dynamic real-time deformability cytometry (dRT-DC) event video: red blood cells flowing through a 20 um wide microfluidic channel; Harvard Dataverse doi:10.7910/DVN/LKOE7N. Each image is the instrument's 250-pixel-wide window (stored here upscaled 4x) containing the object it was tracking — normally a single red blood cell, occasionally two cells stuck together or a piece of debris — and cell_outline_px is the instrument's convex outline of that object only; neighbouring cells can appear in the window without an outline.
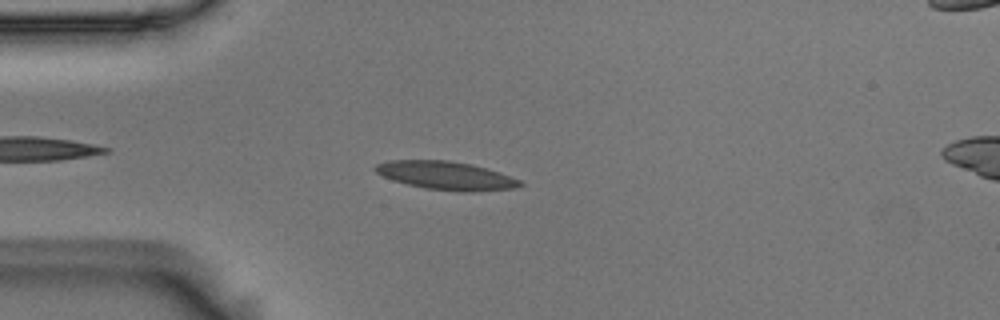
{"species": "Egyptian fruit bat (a non-hibernating species)", "species_latin": "Rousettus aegyptiacus", "temperature_condition": "room temperature", "stored_images_in_passage": 22, "camera_frame_rate_fps": 3000, "um_per_image_px": 0.085, "animal": {"sex": "male"}, "frame": {"image": 1, "passage_image": 6, "time_ms": 1.667, "image_size_px": [1000, 320], "cell_outline_px": [[524, 184], [516, 188], [472, 192], [460, 192], [424, 188], [392, 180], [376, 172], [372, 168], [376, 164], [388, 160], [448, 160], [472, 164], [500, 172], [520, 180]], "centroid_in_image_um": [37.92, 14.92], "position_along_channel_um": 47.1, "area_um2": 24.04}}
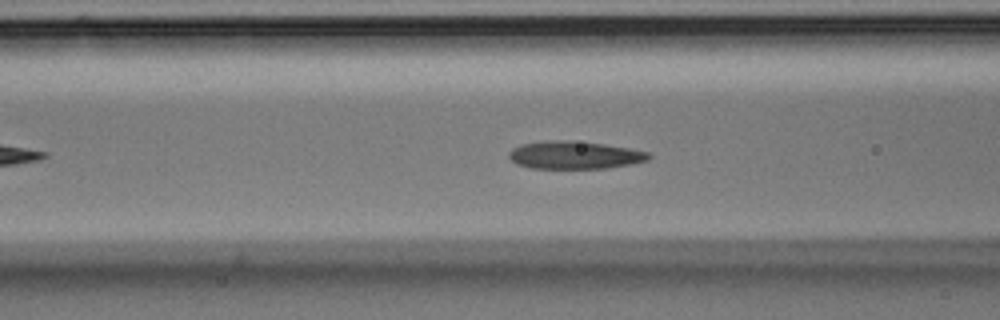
{"frame": {"image": 2, "passage_image": 13, "time_ms": 4.0, "image_size_px": [1000, 320], "cell_outline_px": [[652, 156], [648, 160], [608, 168], [528, 168], [516, 164], [508, 156], [508, 152], [512, 148], [520, 144], [548, 140], [572, 140], [604, 144], [632, 148], [648, 152]], "centroid_in_image_um": [48.81, 13.17], "position_along_channel_um": 117.8, "area_um2": 22.77}}
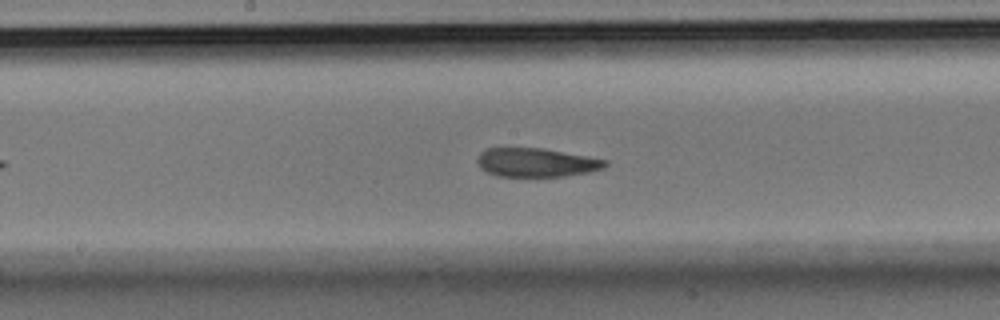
{"frame": {"image": 3, "passage_image": 20, "time_ms": 6.333, "image_size_px": [1000, 320], "cell_outline_px": [[608, 164], [604, 168], [588, 172], [564, 176], [496, 176], [480, 168], [476, 160], [480, 152], [488, 148], [544, 148], [608, 160]], "centroid_in_image_um": [45.58, 13.81], "position_along_channel_um": 202.6, "area_um2": 21.44}}